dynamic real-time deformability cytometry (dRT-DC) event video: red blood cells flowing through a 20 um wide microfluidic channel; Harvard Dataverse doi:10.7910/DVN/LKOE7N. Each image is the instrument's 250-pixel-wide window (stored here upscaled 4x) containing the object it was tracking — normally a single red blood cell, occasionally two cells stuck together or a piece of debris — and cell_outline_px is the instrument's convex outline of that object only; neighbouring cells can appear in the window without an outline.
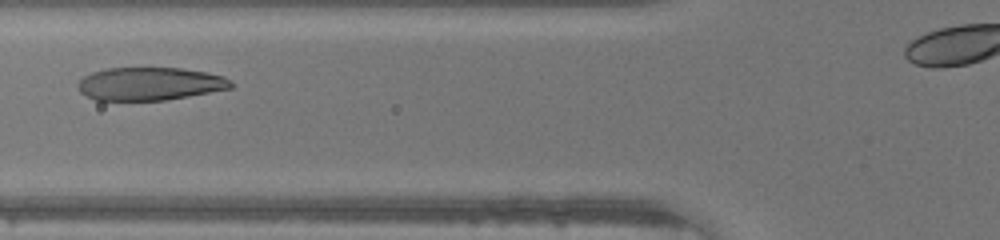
{"species": "human", "species_latin": "Homo sapiens", "temperature_condition": "warm", "stored_images_in_passage": 28, "camera_frame_rate_fps": 3000, "um_per_image_px": 0.085, "donor": {"sex": "male"}, "frame": {"image": 1, "passage_image": 9, "time_ms": 2.667, "image_size_px": [1000, 240], "cell_outline_px": [[232, 88], [188, 96], [164, 100], [96, 100], [80, 92], [76, 88], [76, 84], [84, 76], [92, 72], [108, 68], [180, 68], [208, 72], [224, 76], [232, 80]], "centroid_in_image_um": [12.73, 7.12], "position_along_channel_um": 113.1, "area_um2": 29.48}}
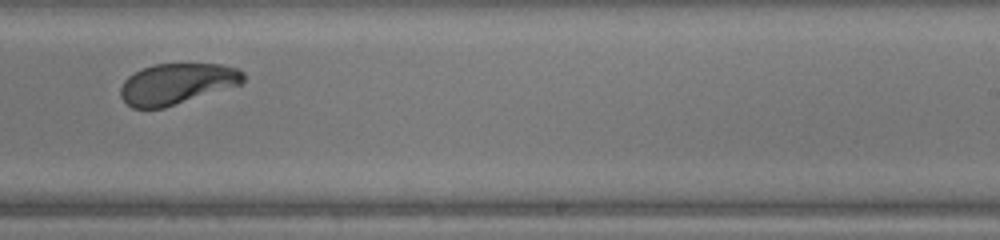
{"frame": {"image": 2, "passage_image": 20, "time_ms": 6.333, "image_size_px": [1000, 240], "cell_outline_px": [[244, 84], [164, 108], [132, 108], [120, 96], [120, 88], [124, 80], [128, 76], [144, 68], [156, 64], [220, 64], [236, 68], [244, 72]], "centroid_in_image_um": [15.07, 7.13], "position_along_channel_um": 273.9, "area_um2": 29.3}}
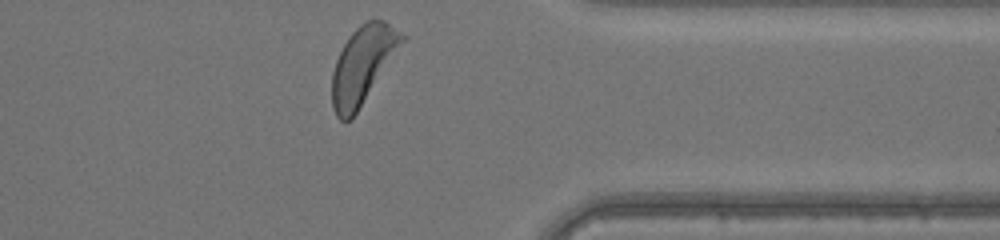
{"frame": {"image": 3, "passage_image": 28, "time_ms": 9.0, "image_size_px": [1000, 240], "cell_outline_px": [[408, 36], [352, 120], [340, 120], [336, 116], [332, 108], [332, 72], [336, 60], [348, 36], [360, 24], [368, 20], [384, 20]], "centroid_in_image_um": [30.84, 5.52], "position_along_channel_um": 380.6, "area_um2": 31.5}}